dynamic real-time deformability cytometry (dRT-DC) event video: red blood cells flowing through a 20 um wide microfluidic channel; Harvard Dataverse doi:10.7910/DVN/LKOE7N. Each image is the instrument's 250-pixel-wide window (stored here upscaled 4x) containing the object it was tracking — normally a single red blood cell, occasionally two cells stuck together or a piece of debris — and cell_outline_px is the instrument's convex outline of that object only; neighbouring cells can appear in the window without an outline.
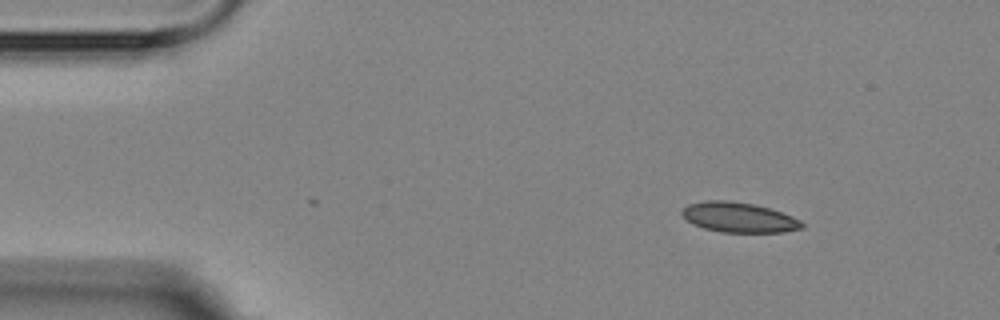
{"species": "Egyptian fruit bat (a non-hibernating species)", "species_latin": "Rousettus aegyptiacus", "temperature_condition": "room temperature", "stored_images_in_passage": 4, "camera_frame_rate_fps": 3000, "um_per_image_px": 0.085, "animal": {"sex": "female"}, "frame": {"image": 1, "passage_image": 1, "time_ms": 0.0, "image_size_px": [1000, 320], "cell_outline_px": [[804, 228], [784, 232], [720, 232], [704, 228], [692, 224], [680, 212], [688, 204], [708, 200], [728, 200], [756, 204], [792, 216], [800, 220], [804, 224]], "centroid_in_image_um": [62.81, 18.47], "position_along_channel_um": 22.2, "area_um2": 20.98}}
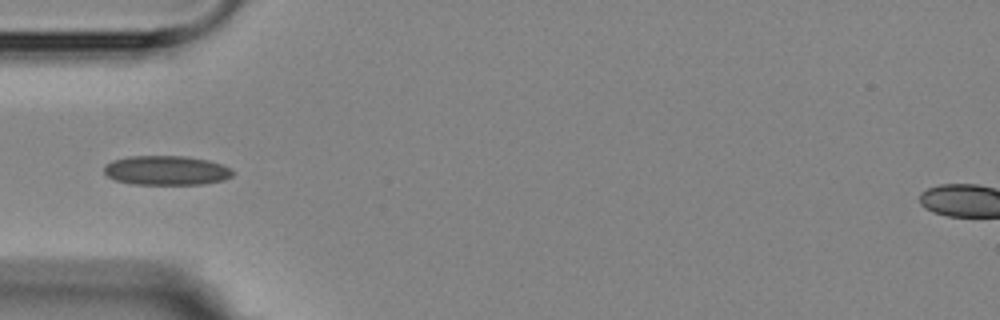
{"frame": {"image": 2, "passage_image": 4, "time_ms": 3.333, "image_size_px": [1000, 320], "cell_outline_px": [[236, 172], [232, 176], [224, 180], [204, 184], [132, 184], [116, 180], [108, 176], [104, 172], [104, 168], [112, 160], [128, 156], [188, 156], [208, 160], [224, 164], [232, 168]], "centroid_in_image_um": [14.21, 14.48], "position_along_channel_um": 70.8, "area_um2": 22.25}}